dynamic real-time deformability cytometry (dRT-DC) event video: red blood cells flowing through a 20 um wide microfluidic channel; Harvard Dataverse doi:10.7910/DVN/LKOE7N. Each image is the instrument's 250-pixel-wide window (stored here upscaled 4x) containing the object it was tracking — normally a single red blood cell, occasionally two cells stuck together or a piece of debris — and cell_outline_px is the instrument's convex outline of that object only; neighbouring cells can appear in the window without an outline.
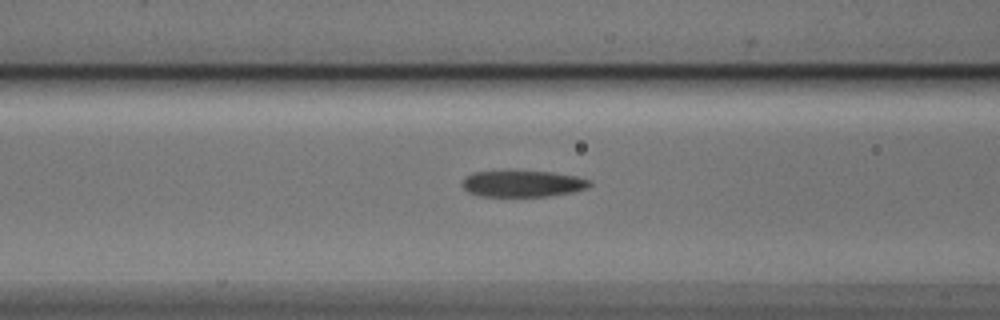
{"species": "Egyptian fruit bat (a non-hibernating species)", "species_latin": "Rousettus aegyptiacus", "temperature_condition": "cold", "stored_images_in_passage": 12, "camera_frame_rate_fps": 3000, "um_per_image_px": 0.085, "animal": {"sex": "male"}, "frame": {"image": 1, "passage_image": 10, "time_ms": 3.0, "image_size_px": [1000, 320], "cell_outline_px": [[592, 184], [588, 188], [572, 192], [548, 196], [480, 196], [468, 192], [460, 184], [464, 176], [472, 172], [508, 168], [552, 172], [576, 176], [588, 180]], "centroid_in_image_um": [44.34, 15.56], "position_along_channel_um": 122.3, "area_um2": 20.58}}